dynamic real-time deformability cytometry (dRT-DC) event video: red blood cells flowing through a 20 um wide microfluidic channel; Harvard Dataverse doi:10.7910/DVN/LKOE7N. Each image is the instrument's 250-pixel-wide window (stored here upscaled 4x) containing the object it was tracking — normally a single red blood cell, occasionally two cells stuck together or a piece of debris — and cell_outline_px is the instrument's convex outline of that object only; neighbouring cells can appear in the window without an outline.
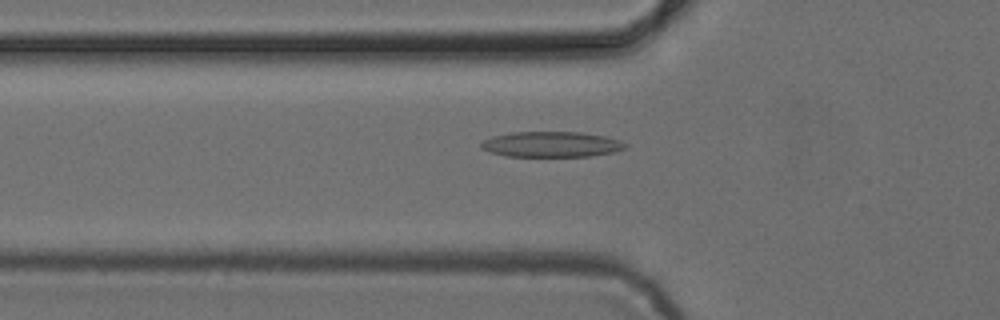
{"species": "common noctule bat (a hibernating species)", "species_latin": "Nyctalus noctula", "temperature_condition": "cold", "stored_images_in_passage": 43, "camera_frame_rate_fps": 3000, "um_per_image_px": 0.085, "animal": {"sex": "female", "body_mass_g": 24.6, "forearm_length_mm": 56.2}, "frame": {"image": 1, "passage_image": 9, "time_ms": 2.667, "image_size_px": [1000, 320], "cell_outline_px": [[628, 148], [616, 152], [592, 156], [508, 156], [492, 152], [480, 148], [480, 144], [484, 140], [492, 136], [512, 132], [580, 132], [604, 136], [620, 140], [628, 144]], "centroid_in_image_um": [46.92, 12.27], "position_along_channel_um": 78.9, "area_um2": 21.5}}
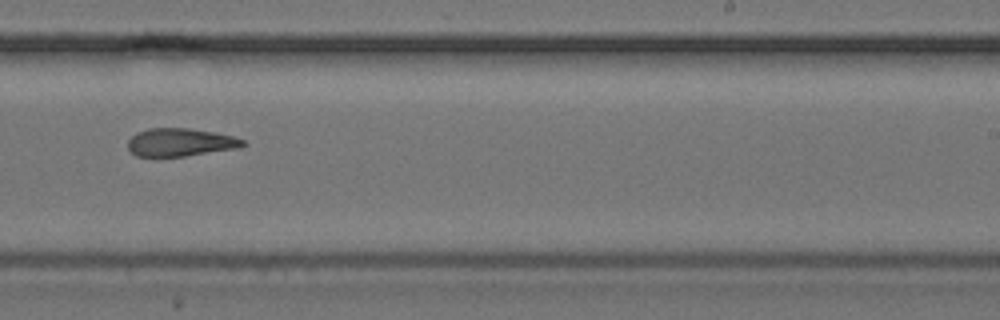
{"frame": {"image": 2, "passage_image": 24, "time_ms": 7.667, "image_size_px": [1000, 320], "cell_outline_px": [[248, 144], [240, 148], [184, 156], [136, 156], [128, 148], [128, 140], [136, 132], [148, 128], [188, 128], [212, 132], [232, 136], [244, 140]], "centroid_in_image_um": [15.34, 12.09], "position_along_channel_um": 273.7, "area_um2": 18.73}}
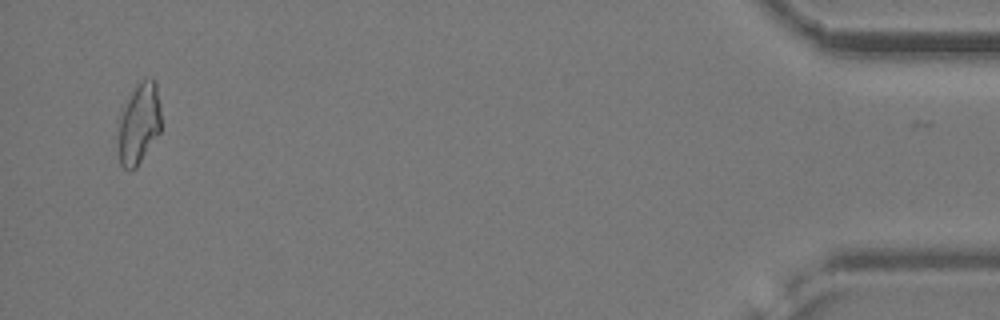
{"frame": {"image": 3, "passage_image": 42, "time_ms": 13.667, "image_size_px": [1000, 320], "cell_outline_px": [[160, 132], [136, 168], [128, 172], [120, 164], [116, 120], [132, 92], [140, 80], [144, 76], [152, 76], [156, 80], [160, 104]], "centroid_in_image_um": [11.79, 10.48], "position_along_channel_um": 423.4, "area_um2": 20.87}}